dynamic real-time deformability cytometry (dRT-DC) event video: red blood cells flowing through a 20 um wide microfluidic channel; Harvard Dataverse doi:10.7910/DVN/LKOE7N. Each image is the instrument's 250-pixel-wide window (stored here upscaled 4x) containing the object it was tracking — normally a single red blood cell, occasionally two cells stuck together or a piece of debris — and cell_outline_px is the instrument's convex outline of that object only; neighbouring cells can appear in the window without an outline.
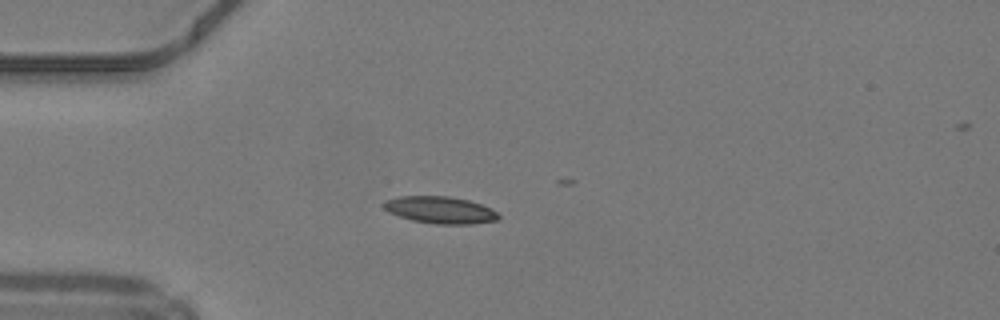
{"species": "common noctule bat (a hibernating species)", "species_latin": "Nyctalus noctula", "temperature_condition": "warm", "stored_images_in_passage": 16, "camera_frame_rate_fps": 3000, "um_per_image_px": 0.085, "animal": {"sex": "male", "body_mass_g": 19.2, "forearm_length_mm": 51.8}, "frame": {"image": 1, "passage_image": 13, "time_ms": 4.0, "image_size_px": [1000, 320], "cell_outline_px": [[500, 216], [496, 220], [472, 224], [436, 224], [412, 220], [388, 212], [384, 208], [384, 204], [388, 200], [400, 196], [448, 196], [468, 200], [492, 208]], "centroid_in_image_um": [37.44, 17.85], "position_along_channel_um": 47.6, "area_um2": 17.86}}